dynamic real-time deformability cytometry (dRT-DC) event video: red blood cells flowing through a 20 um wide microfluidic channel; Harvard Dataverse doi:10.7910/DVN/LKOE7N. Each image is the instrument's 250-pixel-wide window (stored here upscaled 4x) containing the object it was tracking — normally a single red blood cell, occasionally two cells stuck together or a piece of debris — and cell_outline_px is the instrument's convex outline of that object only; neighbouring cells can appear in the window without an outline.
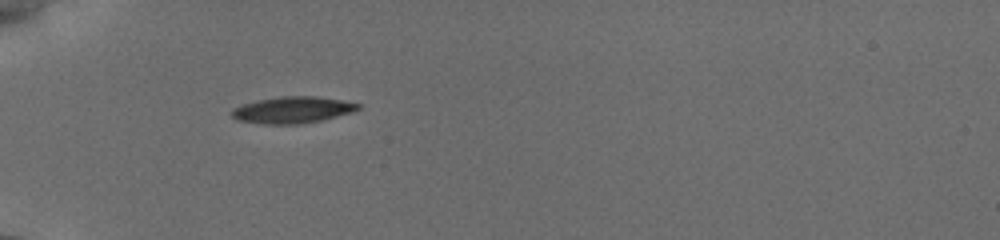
{"species": "common noctule bat (a hibernating species)", "species_latin": "Nyctalus noctula", "temperature_condition": "cold", "stored_images_in_passage": 2, "camera_frame_rate_fps": 3000, "um_per_image_px": 0.085, "animal": {"sex": "female", "body_mass_g": 19.5, "forearm_length_mm": 54.1}, "frame": {"image": 1, "passage_image": 1, "time_ms": 0.0, "image_size_px": [1000, 240], "cell_outline_px": [[360, 108], [352, 112], [320, 120], [300, 124], [264, 124], [240, 120], [232, 116], [228, 112], [232, 108], [240, 104], [280, 96], [316, 96], [340, 100], [360, 104]], "centroid_in_image_um": [24.82, 9.34], "position_along_channel_um": 60.2, "area_um2": 19.42}}